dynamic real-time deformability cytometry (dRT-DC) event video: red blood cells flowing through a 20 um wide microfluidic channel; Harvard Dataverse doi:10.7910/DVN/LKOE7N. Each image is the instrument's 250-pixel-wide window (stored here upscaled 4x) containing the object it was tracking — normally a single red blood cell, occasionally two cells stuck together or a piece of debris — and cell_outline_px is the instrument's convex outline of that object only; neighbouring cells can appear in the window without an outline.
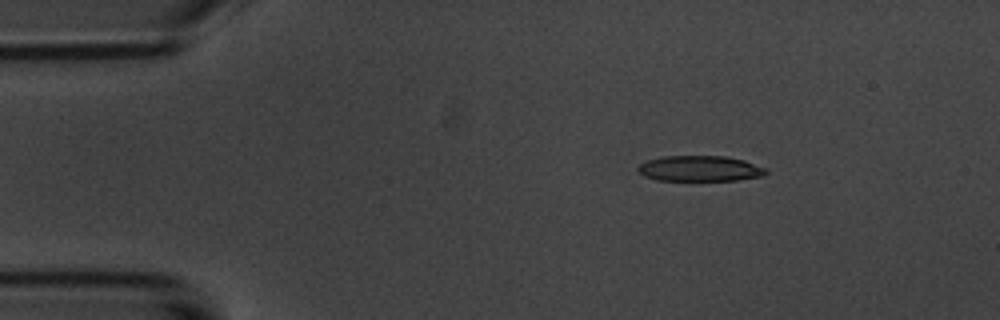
{"species": "common noctule bat (a hibernating species)", "species_latin": "Nyctalus noctula", "temperature_condition": "room temperature", "stored_images_in_passage": 5, "camera_frame_rate_fps": 3000, "um_per_image_px": 0.085, "animal": {"sex": "male", "body_mass_g": 20.1, "forearm_length_mm": 53.5}, "frame": {"image": 1, "passage_image": 3, "time_ms": 2.333, "image_size_px": [1000, 320], "cell_outline_px": [[768, 172], [764, 176], [736, 180], [656, 180], [644, 176], [636, 168], [640, 164], [648, 160], [664, 156], [724, 156], [744, 160], [768, 168]], "centroid_in_image_um": [59.53, 14.32], "position_along_channel_um": 25.5, "area_um2": 19.13}}